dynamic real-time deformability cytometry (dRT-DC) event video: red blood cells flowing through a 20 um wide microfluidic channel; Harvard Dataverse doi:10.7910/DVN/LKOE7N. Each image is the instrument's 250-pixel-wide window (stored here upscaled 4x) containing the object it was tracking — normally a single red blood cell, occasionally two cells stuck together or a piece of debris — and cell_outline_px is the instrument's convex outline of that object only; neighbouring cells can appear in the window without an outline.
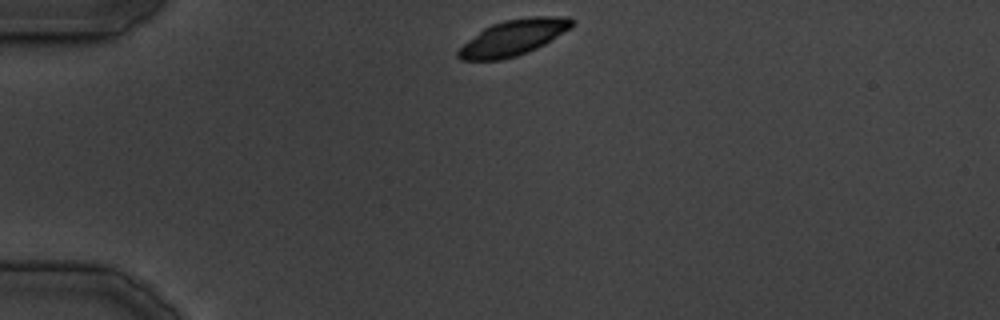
{"species": "common noctule bat (a hibernating species)", "species_latin": "Nyctalus noctula", "temperature_condition": "cold", "stored_images_in_passage": 7, "camera_frame_rate_fps": 3000, "um_per_image_px": 0.085, "animal": {"sex": "male", "body_mass_g": 19.5, "forearm_length_mm": 54.6}, "frame": {"image": 1, "passage_image": 1, "time_ms": 0.0, "image_size_px": [1000, 320], "cell_outline_px": [[576, 20], [572, 28], [544, 44], [528, 52], [516, 56], [500, 60], [460, 60], [456, 56], [456, 52], [468, 40], [484, 28], [492, 24], [504, 20], [532, 16], [568, 16]], "centroid_in_image_um": [43.67, 3.18], "position_along_channel_um": 41.3, "area_um2": 23.76}}